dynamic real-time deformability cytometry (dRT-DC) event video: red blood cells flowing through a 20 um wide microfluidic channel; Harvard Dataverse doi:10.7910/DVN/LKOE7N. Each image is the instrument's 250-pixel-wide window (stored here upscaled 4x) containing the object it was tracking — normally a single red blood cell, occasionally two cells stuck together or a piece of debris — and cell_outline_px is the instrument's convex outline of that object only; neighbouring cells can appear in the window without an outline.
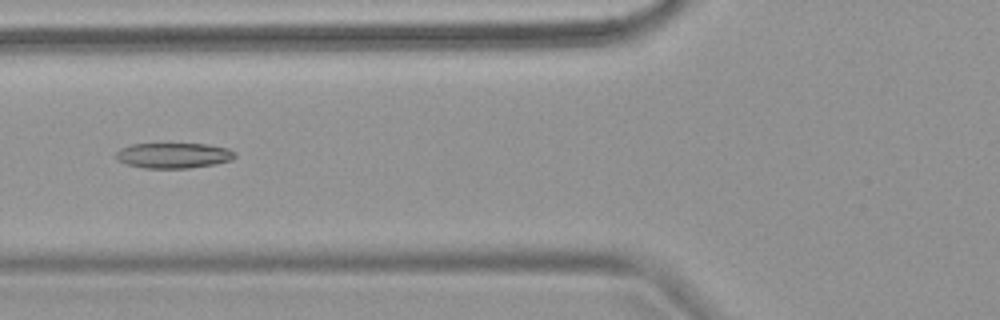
{"species": "common noctule bat (a hibernating species)", "species_latin": "Nyctalus noctula", "temperature_condition": "warm", "stored_images_in_passage": 9, "camera_frame_rate_fps": 3000, "um_per_image_px": 0.085, "animal": {"sex": "female", "body_mass_g": 18.4}, "frame": {"image": 1, "passage_image": 6, "time_ms": 6.667, "image_size_px": [1000, 320], "cell_outline_px": [[236, 156], [232, 160], [212, 164], [188, 168], [144, 168], [128, 164], [116, 160], [116, 152], [120, 148], [132, 144], [208, 144], [228, 148], [236, 152]], "centroid_in_image_um": [14.75, 13.21], "position_along_channel_um": 111.0, "area_um2": 17.57}}
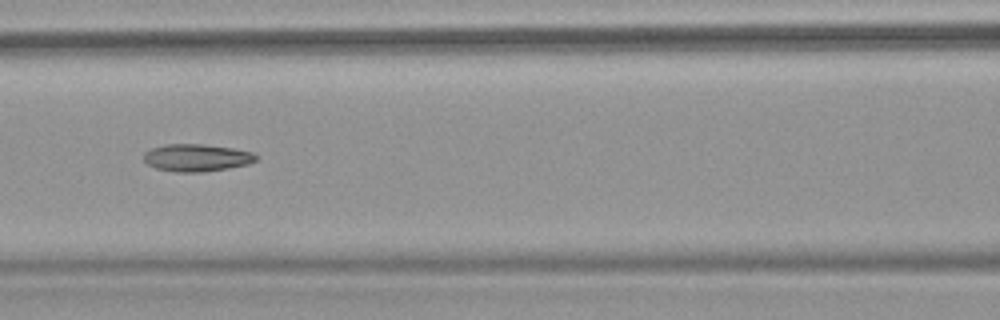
{"frame": {"image": 2, "passage_image": 7, "time_ms": 7.667, "image_size_px": [1000, 320], "cell_outline_px": [[256, 160], [248, 164], [228, 168], [200, 172], [176, 172], [156, 168], [148, 164], [144, 160], [144, 152], [152, 148], [164, 144], [204, 144], [232, 148], [252, 152], [256, 156]], "centroid_in_image_um": [16.69, 13.4], "position_along_channel_um": 149.9, "area_um2": 17.8}}
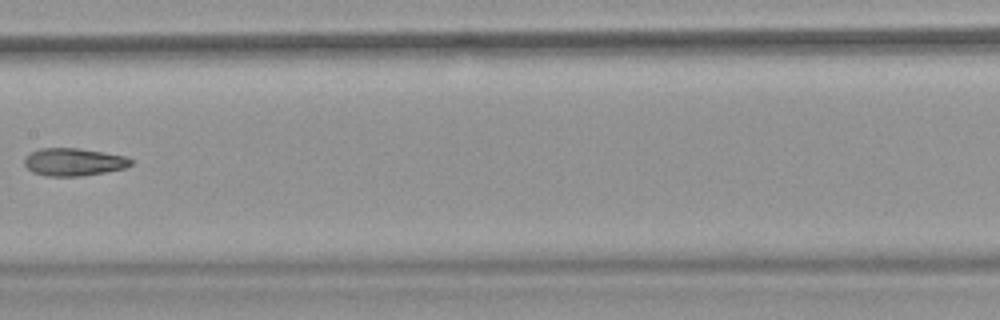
{"frame": {"image": 3, "passage_image": 8, "time_ms": 9.0, "image_size_px": [1000, 320], "cell_outline_px": [[132, 164], [124, 168], [104, 172], [80, 176], [44, 176], [32, 172], [24, 164], [24, 160], [32, 152], [40, 148], [80, 148], [124, 156], [132, 160]], "centroid_in_image_um": [6.24, 13.77], "position_along_channel_um": 201.2, "area_um2": 16.99}}